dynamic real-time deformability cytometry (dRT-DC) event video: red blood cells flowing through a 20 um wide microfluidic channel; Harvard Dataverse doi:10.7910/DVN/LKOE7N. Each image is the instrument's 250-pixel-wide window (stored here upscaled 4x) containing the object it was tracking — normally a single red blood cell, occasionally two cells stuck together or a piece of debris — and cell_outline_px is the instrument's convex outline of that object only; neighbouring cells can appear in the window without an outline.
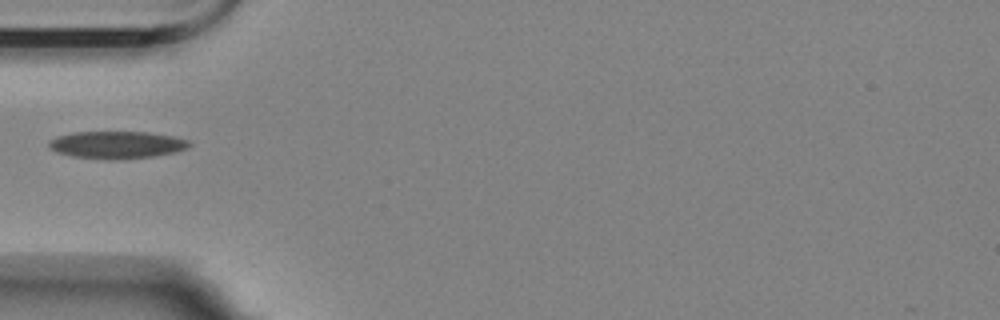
{"species": "Egyptian fruit bat (a non-hibernating species)", "species_latin": "Rousettus aegyptiacus", "temperature_condition": "room temperature", "stored_images_in_passage": 11, "camera_frame_rate_fps": 3000, "um_per_image_px": 0.085, "animal": {"sex": "female"}, "frame": {"image": 1, "passage_image": 1, "time_ms": 0.0, "image_size_px": [1000, 320], "cell_outline_px": [[192, 144], [188, 148], [176, 152], [152, 156], [112, 160], [72, 156], [56, 152], [48, 148], [48, 140], [72, 132], [148, 132], [172, 136], [188, 140]], "centroid_in_image_um": [9.92, 12.31], "position_along_channel_um": 75.1, "area_um2": 22.37}}
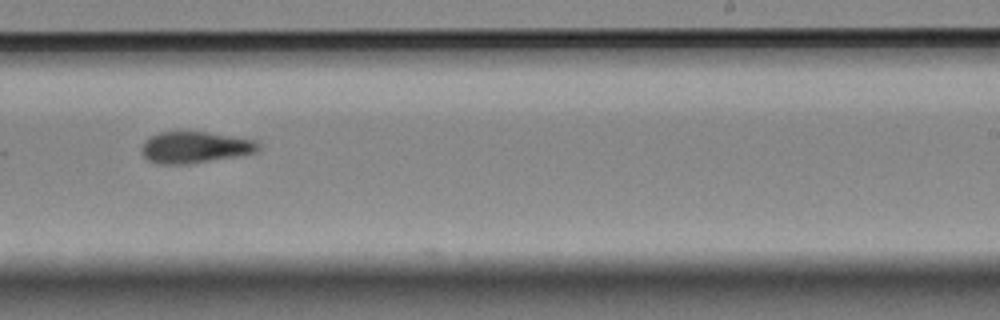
{"frame": {"image": 2, "passage_image": 6, "time_ms": 5.667, "image_size_px": [1000, 320], "cell_outline_px": [[260, 148], [256, 152], [240, 156], [188, 164], [156, 164], [148, 160], [140, 152], [140, 148], [144, 140], [160, 132], [208, 132], [256, 140], [260, 144]], "centroid_in_image_um": [16.57, 12.53], "position_along_channel_um": 272.4, "area_um2": 21.62}}
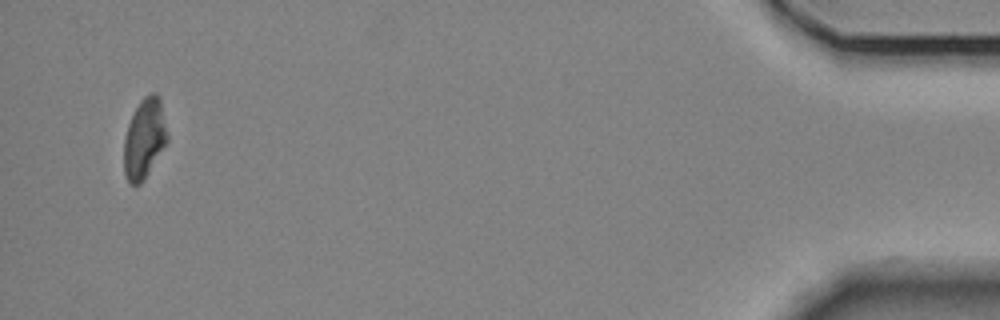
{"frame": {"image": 3, "passage_image": 11, "time_ms": 12.333, "image_size_px": [1000, 320], "cell_outline_px": [[168, 140], [144, 180], [140, 184], [132, 184], [128, 180], [124, 172], [124, 140], [128, 124], [140, 100], [144, 96], [152, 92], [156, 92], [160, 96], [168, 136]], "centroid_in_image_um": [12.28, 11.75], "position_along_channel_um": 422.9, "area_um2": 20.11}}